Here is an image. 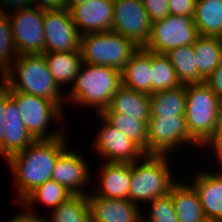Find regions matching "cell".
I'll return each instance as SVG.
<instances>
[{
    "mask_svg": "<svg viewBox=\"0 0 222 222\" xmlns=\"http://www.w3.org/2000/svg\"><path fill=\"white\" fill-rule=\"evenodd\" d=\"M35 140L21 152L11 156L6 162L15 181L17 195L15 202H21L39 185L51 179L57 158L66 150L65 139Z\"/></svg>",
    "mask_w": 222,
    "mask_h": 222,
    "instance_id": "1",
    "label": "cell"
},
{
    "mask_svg": "<svg viewBox=\"0 0 222 222\" xmlns=\"http://www.w3.org/2000/svg\"><path fill=\"white\" fill-rule=\"evenodd\" d=\"M83 64L71 91L65 96V102L96 107L97 114H101L122 86L121 71L108 66Z\"/></svg>",
    "mask_w": 222,
    "mask_h": 222,
    "instance_id": "2",
    "label": "cell"
},
{
    "mask_svg": "<svg viewBox=\"0 0 222 222\" xmlns=\"http://www.w3.org/2000/svg\"><path fill=\"white\" fill-rule=\"evenodd\" d=\"M13 63L2 77L11 90L49 99L60 108L65 104V96L60 93L62 90L50 73L43 54L17 55Z\"/></svg>",
    "mask_w": 222,
    "mask_h": 222,
    "instance_id": "3",
    "label": "cell"
},
{
    "mask_svg": "<svg viewBox=\"0 0 222 222\" xmlns=\"http://www.w3.org/2000/svg\"><path fill=\"white\" fill-rule=\"evenodd\" d=\"M185 120L190 135L201 147L222 126V100L205 82L186 85Z\"/></svg>",
    "mask_w": 222,
    "mask_h": 222,
    "instance_id": "4",
    "label": "cell"
},
{
    "mask_svg": "<svg viewBox=\"0 0 222 222\" xmlns=\"http://www.w3.org/2000/svg\"><path fill=\"white\" fill-rule=\"evenodd\" d=\"M168 157V155L144 154L140 164L139 160L131 163L129 201L137 205L139 201L149 203L170 192L177 181L171 176Z\"/></svg>",
    "mask_w": 222,
    "mask_h": 222,
    "instance_id": "5",
    "label": "cell"
},
{
    "mask_svg": "<svg viewBox=\"0 0 222 222\" xmlns=\"http://www.w3.org/2000/svg\"><path fill=\"white\" fill-rule=\"evenodd\" d=\"M139 48L132 40L114 31L89 33L80 38L83 63L108 66L122 71Z\"/></svg>",
    "mask_w": 222,
    "mask_h": 222,
    "instance_id": "6",
    "label": "cell"
},
{
    "mask_svg": "<svg viewBox=\"0 0 222 222\" xmlns=\"http://www.w3.org/2000/svg\"><path fill=\"white\" fill-rule=\"evenodd\" d=\"M1 85L10 93L20 112L22 121L27 130L36 139H54L61 137L62 131L45 134L48 132L49 122L63 118V108L49 99H44L32 94L11 90L3 81ZM53 117V118H52ZM55 118V119H54ZM57 118V119H56Z\"/></svg>",
    "mask_w": 222,
    "mask_h": 222,
    "instance_id": "7",
    "label": "cell"
},
{
    "mask_svg": "<svg viewBox=\"0 0 222 222\" xmlns=\"http://www.w3.org/2000/svg\"><path fill=\"white\" fill-rule=\"evenodd\" d=\"M198 36L192 17L169 14L152 23L151 34L144 48L166 54L174 48L193 45Z\"/></svg>",
    "mask_w": 222,
    "mask_h": 222,
    "instance_id": "8",
    "label": "cell"
},
{
    "mask_svg": "<svg viewBox=\"0 0 222 222\" xmlns=\"http://www.w3.org/2000/svg\"><path fill=\"white\" fill-rule=\"evenodd\" d=\"M147 125V154L168 155L182 144L201 148L190 135L185 116H151Z\"/></svg>",
    "mask_w": 222,
    "mask_h": 222,
    "instance_id": "9",
    "label": "cell"
},
{
    "mask_svg": "<svg viewBox=\"0 0 222 222\" xmlns=\"http://www.w3.org/2000/svg\"><path fill=\"white\" fill-rule=\"evenodd\" d=\"M7 16L17 55L45 53L44 10L32 5Z\"/></svg>",
    "mask_w": 222,
    "mask_h": 222,
    "instance_id": "10",
    "label": "cell"
},
{
    "mask_svg": "<svg viewBox=\"0 0 222 222\" xmlns=\"http://www.w3.org/2000/svg\"><path fill=\"white\" fill-rule=\"evenodd\" d=\"M152 22L143 0H114L112 30L144 47L151 34Z\"/></svg>",
    "mask_w": 222,
    "mask_h": 222,
    "instance_id": "11",
    "label": "cell"
},
{
    "mask_svg": "<svg viewBox=\"0 0 222 222\" xmlns=\"http://www.w3.org/2000/svg\"><path fill=\"white\" fill-rule=\"evenodd\" d=\"M45 53L80 51L81 35L68 9L44 11Z\"/></svg>",
    "mask_w": 222,
    "mask_h": 222,
    "instance_id": "12",
    "label": "cell"
},
{
    "mask_svg": "<svg viewBox=\"0 0 222 222\" xmlns=\"http://www.w3.org/2000/svg\"><path fill=\"white\" fill-rule=\"evenodd\" d=\"M103 126L94 142V148L107 162L132 163L140 160L144 152L129 138L112 126L101 114Z\"/></svg>",
    "mask_w": 222,
    "mask_h": 222,
    "instance_id": "13",
    "label": "cell"
},
{
    "mask_svg": "<svg viewBox=\"0 0 222 222\" xmlns=\"http://www.w3.org/2000/svg\"><path fill=\"white\" fill-rule=\"evenodd\" d=\"M69 11L81 36L112 30L114 0H88Z\"/></svg>",
    "mask_w": 222,
    "mask_h": 222,
    "instance_id": "14",
    "label": "cell"
},
{
    "mask_svg": "<svg viewBox=\"0 0 222 222\" xmlns=\"http://www.w3.org/2000/svg\"><path fill=\"white\" fill-rule=\"evenodd\" d=\"M91 222H142L139 205L128 199H114L87 194Z\"/></svg>",
    "mask_w": 222,
    "mask_h": 222,
    "instance_id": "15",
    "label": "cell"
},
{
    "mask_svg": "<svg viewBox=\"0 0 222 222\" xmlns=\"http://www.w3.org/2000/svg\"><path fill=\"white\" fill-rule=\"evenodd\" d=\"M89 166L80 154L67 149L57 158L51 179L64 186L73 195H87L82 188L91 180Z\"/></svg>",
    "mask_w": 222,
    "mask_h": 222,
    "instance_id": "16",
    "label": "cell"
},
{
    "mask_svg": "<svg viewBox=\"0 0 222 222\" xmlns=\"http://www.w3.org/2000/svg\"><path fill=\"white\" fill-rule=\"evenodd\" d=\"M4 112V157L8 160L11 156L26 149L36 139L25 127L17 105L7 90L6 108Z\"/></svg>",
    "mask_w": 222,
    "mask_h": 222,
    "instance_id": "17",
    "label": "cell"
},
{
    "mask_svg": "<svg viewBox=\"0 0 222 222\" xmlns=\"http://www.w3.org/2000/svg\"><path fill=\"white\" fill-rule=\"evenodd\" d=\"M210 172H198L191 185L199 195L206 219L222 222V174Z\"/></svg>",
    "mask_w": 222,
    "mask_h": 222,
    "instance_id": "18",
    "label": "cell"
},
{
    "mask_svg": "<svg viewBox=\"0 0 222 222\" xmlns=\"http://www.w3.org/2000/svg\"><path fill=\"white\" fill-rule=\"evenodd\" d=\"M102 170V171H101ZM101 181L94 194L106 198L128 199L131 163L105 162L100 168Z\"/></svg>",
    "mask_w": 222,
    "mask_h": 222,
    "instance_id": "19",
    "label": "cell"
},
{
    "mask_svg": "<svg viewBox=\"0 0 222 222\" xmlns=\"http://www.w3.org/2000/svg\"><path fill=\"white\" fill-rule=\"evenodd\" d=\"M151 51L139 47L121 71L122 86L151 94Z\"/></svg>",
    "mask_w": 222,
    "mask_h": 222,
    "instance_id": "20",
    "label": "cell"
},
{
    "mask_svg": "<svg viewBox=\"0 0 222 222\" xmlns=\"http://www.w3.org/2000/svg\"><path fill=\"white\" fill-rule=\"evenodd\" d=\"M104 111L120 113L122 117H140L148 124L151 117L150 96L121 86Z\"/></svg>",
    "mask_w": 222,
    "mask_h": 222,
    "instance_id": "21",
    "label": "cell"
},
{
    "mask_svg": "<svg viewBox=\"0 0 222 222\" xmlns=\"http://www.w3.org/2000/svg\"><path fill=\"white\" fill-rule=\"evenodd\" d=\"M176 182L170 189L179 222H202L206 219L199 195L192 185Z\"/></svg>",
    "mask_w": 222,
    "mask_h": 222,
    "instance_id": "22",
    "label": "cell"
},
{
    "mask_svg": "<svg viewBox=\"0 0 222 222\" xmlns=\"http://www.w3.org/2000/svg\"><path fill=\"white\" fill-rule=\"evenodd\" d=\"M193 51L200 83H203L222 62V39L218 36L199 35L193 44Z\"/></svg>",
    "mask_w": 222,
    "mask_h": 222,
    "instance_id": "23",
    "label": "cell"
},
{
    "mask_svg": "<svg viewBox=\"0 0 222 222\" xmlns=\"http://www.w3.org/2000/svg\"><path fill=\"white\" fill-rule=\"evenodd\" d=\"M48 69L55 82L61 88L71 84L83 64L80 51L43 53Z\"/></svg>",
    "mask_w": 222,
    "mask_h": 222,
    "instance_id": "24",
    "label": "cell"
},
{
    "mask_svg": "<svg viewBox=\"0 0 222 222\" xmlns=\"http://www.w3.org/2000/svg\"><path fill=\"white\" fill-rule=\"evenodd\" d=\"M193 22L201 36H222V0H196Z\"/></svg>",
    "mask_w": 222,
    "mask_h": 222,
    "instance_id": "25",
    "label": "cell"
},
{
    "mask_svg": "<svg viewBox=\"0 0 222 222\" xmlns=\"http://www.w3.org/2000/svg\"><path fill=\"white\" fill-rule=\"evenodd\" d=\"M149 96L151 116H185L186 85L154 92Z\"/></svg>",
    "mask_w": 222,
    "mask_h": 222,
    "instance_id": "26",
    "label": "cell"
},
{
    "mask_svg": "<svg viewBox=\"0 0 222 222\" xmlns=\"http://www.w3.org/2000/svg\"><path fill=\"white\" fill-rule=\"evenodd\" d=\"M101 115L147 154L148 125L140 117H122L120 113L103 111Z\"/></svg>",
    "mask_w": 222,
    "mask_h": 222,
    "instance_id": "27",
    "label": "cell"
},
{
    "mask_svg": "<svg viewBox=\"0 0 222 222\" xmlns=\"http://www.w3.org/2000/svg\"><path fill=\"white\" fill-rule=\"evenodd\" d=\"M182 85L199 84L200 73L196 68L193 45L180 46L166 53Z\"/></svg>",
    "mask_w": 222,
    "mask_h": 222,
    "instance_id": "28",
    "label": "cell"
},
{
    "mask_svg": "<svg viewBox=\"0 0 222 222\" xmlns=\"http://www.w3.org/2000/svg\"><path fill=\"white\" fill-rule=\"evenodd\" d=\"M73 194L64 186L57 183L53 179L47 180L44 184L39 185L33 190L21 203L28 206V211H31L32 206L38 203L44 204L46 207H51L52 210L57 208L61 203L67 201Z\"/></svg>",
    "mask_w": 222,
    "mask_h": 222,
    "instance_id": "29",
    "label": "cell"
},
{
    "mask_svg": "<svg viewBox=\"0 0 222 222\" xmlns=\"http://www.w3.org/2000/svg\"><path fill=\"white\" fill-rule=\"evenodd\" d=\"M151 66V94L174 89L182 85L166 54L151 52Z\"/></svg>",
    "mask_w": 222,
    "mask_h": 222,
    "instance_id": "30",
    "label": "cell"
},
{
    "mask_svg": "<svg viewBox=\"0 0 222 222\" xmlns=\"http://www.w3.org/2000/svg\"><path fill=\"white\" fill-rule=\"evenodd\" d=\"M50 218L52 222H91L87 195H73L52 210Z\"/></svg>",
    "mask_w": 222,
    "mask_h": 222,
    "instance_id": "31",
    "label": "cell"
},
{
    "mask_svg": "<svg viewBox=\"0 0 222 222\" xmlns=\"http://www.w3.org/2000/svg\"><path fill=\"white\" fill-rule=\"evenodd\" d=\"M17 52L14 47L9 18L0 13V73L1 77L7 72L16 59ZM14 57V58H13Z\"/></svg>",
    "mask_w": 222,
    "mask_h": 222,
    "instance_id": "32",
    "label": "cell"
},
{
    "mask_svg": "<svg viewBox=\"0 0 222 222\" xmlns=\"http://www.w3.org/2000/svg\"><path fill=\"white\" fill-rule=\"evenodd\" d=\"M147 218L142 215V222H179L171 199V194L157 197L150 201Z\"/></svg>",
    "mask_w": 222,
    "mask_h": 222,
    "instance_id": "33",
    "label": "cell"
},
{
    "mask_svg": "<svg viewBox=\"0 0 222 222\" xmlns=\"http://www.w3.org/2000/svg\"><path fill=\"white\" fill-rule=\"evenodd\" d=\"M143 3L152 23L169 15L168 0H143Z\"/></svg>",
    "mask_w": 222,
    "mask_h": 222,
    "instance_id": "34",
    "label": "cell"
},
{
    "mask_svg": "<svg viewBox=\"0 0 222 222\" xmlns=\"http://www.w3.org/2000/svg\"><path fill=\"white\" fill-rule=\"evenodd\" d=\"M196 0H168L170 15H185L193 18Z\"/></svg>",
    "mask_w": 222,
    "mask_h": 222,
    "instance_id": "35",
    "label": "cell"
},
{
    "mask_svg": "<svg viewBox=\"0 0 222 222\" xmlns=\"http://www.w3.org/2000/svg\"><path fill=\"white\" fill-rule=\"evenodd\" d=\"M205 83L222 100V62L213 71V73L205 80Z\"/></svg>",
    "mask_w": 222,
    "mask_h": 222,
    "instance_id": "36",
    "label": "cell"
},
{
    "mask_svg": "<svg viewBox=\"0 0 222 222\" xmlns=\"http://www.w3.org/2000/svg\"><path fill=\"white\" fill-rule=\"evenodd\" d=\"M6 89L0 83V155L4 157Z\"/></svg>",
    "mask_w": 222,
    "mask_h": 222,
    "instance_id": "37",
    "label": "cell"
},
{
    "mask_svg": "<svg viewBox=\"0 0 222 222\" xmlns=\"http://www.w3.org/2000/svg\"><path fill=\"white\" fill-rule=\"evenodd\" d=\"M0 4H2L0 6V13L8 15L6 8L8 11L13 9L14 12L25 10L32 6V0H0Z\"/></svg>",
    "mask_w": 222,
    "mask_h": 222,
    "instance_id": "38",
    "label": "cell"
},
{
    "mask_svg": "<svg viewBox=\"0 0 222 222\" xmlns=\"http://www.w3.org/2000/svg\"><path fill=\"white\" fill-rule=\"evenodd\" d=\"M211 145L212 148H214V153L218 162H220V167L222 166V126L219 128V130L214 134V136L204 145ZM222 170V167H221Z\"/></svg>",
    "mask_w": 222,
    "mask_h": 222,
    "instance_id": "39",
    "label": "cell"
},
{
    "mask_svg": "<svg viewBox=\"0 0 222 222\" xmlns=\"http://www.w3.org/2000/svg\"><path fill=\"white\" fill-rule=\"evenodd\" d=\"M36 1V7L44 11L61 10L65 8V0H32L33 6Z\"/></svg>",
    "mask_w": 222,
    "mask_h": 222,
    "instance_id": "40",
    "label": "cell"
},
{
    "mask_svg": "<svg viewBox=\"0 0 222 222\" xmlns=\"http://www.w3.org/2000/svg\"><path fill=\"white\" fill-rule=\"evenodd\" d=\"M7 222H48L43 217L41 218L40 215H36L33 211H23L18 215H15L12 219L8 220Z\"/></svg>",
    "mask_w": 222,
    "mask_h": 222,
    "instance_id": "41",
    "label": "cell"
},
{
    "mask_svg": "<svg viewBox=\"0 0 222 222\" xmlns=\"http://www.w3.org/2000/svg\"><path fill=\"white\" fill-rule=\"evenodd\" d=\"M88 0H65V8L70 10L74 5Z\"/></svg>",
    "mask_w": 222,
    "mask_h": 222,
    "instance_id": "42",
    "label": "cell"
},
{
    "mask_svg": "<svg viewBox=\"0 0 222 222\" xmlns=\"http://www.w3.org/2000/svg\"><path fill=\"white\" fill-rule=\"evenodd\" d=\"M202 222H216V221H214V220H210V219H205V220L202 221Z\"/></svg>",
    "mask_w": 222,
    "mask_h": 222,
    "instance_id": "43",
    "label": "cell"
}]
</instances>
